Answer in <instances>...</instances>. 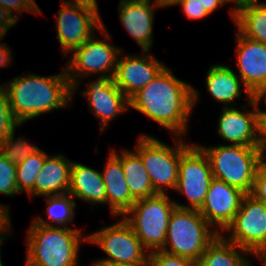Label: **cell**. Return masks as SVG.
Returning <instances> with one entry per match:
<instances>
[{
    "label": "cell",
    "instance_id": "1",
    "mask_svg": "<svg viewBox=\"0 0 266 266\" xmlns=\"http://www.w3.org/2000/svg\"><path fill=\"white\" fill-rule=\"evenodd\" d=\"M191 84L178 79L173 70L164 67L145 87L129 99L130 108L146 115L173 136L185 138L188 119L199 100Z\"/></svg>",
    "mask_w": 266,
    "mask_h": 266
},
{
    "label": "cell",
    "instance_id": "2",
    "mask_svg": "<svg viewBox=\"0 0 266 266\" xmlns=\"http://www.w3.org/2000/svg\"><path fill=\"white\" fill-rule=\"evenodd\" d=\"M23 75V76H22ZM4 82L13 118L18 124L70 106L73 87L66 71L52 76L26 74Z\"/></svg>",
    "mask_w": 266,
    "mask_h": 266
},
{
    "label": "cell",
    "instance_id": "3",
    "mask_svg": "<svg viewBox=\"0 0 266 266\" xmlns=\"http://www.w3.org/2000/svg\"><path fill=\"white\" fill-rule=\"evenodd\" d=\"M26 234L25 266H77L82 229L30 224ZM84 237V239H83Z\"/></svg>",
    "mask_w": 266,
    "mask_h": 266
},
{
    "label": "cell",
    "instance_id": "4",
    "mask_svg": "<svg viewBox=\"0 0 266 266\" xmlns=\"http://www.w3.org/2000/svg\"><path fill=\"white\" fill-rule=\"evenodd\" d=\"M218 235L198 210L176 207L170 216L161 251L199 262Z\"/></svg>",
    "mask_w": 266,
    "mask_h": 266
},
{
    "label": "cell",
    "instance_id": "5",
    "mask_svg": "<svg viewBox=\"0 0 266 266\" xmlns=\"http://www.w3.org/2000/svg\"><path fill=\"white\" fill-rule=\"evenodd\" d=\"M198 146L209 159L214 179L250 194L258 171L261 147L229 145L228 143L211 147Z\"/></svg>",
    "mask_w": 266,
    "mask_h": 266
},
{
    "label": "cell",
    "instance_id": "6",
    "mask_svg": "<svg viewBox=\"0 0 266 266\" xmlns=\"http://www.w3.org/2000/svg\"><path fill=\"white\" fill-rule=\"evenodd\" d=\"M183 137H174V146L158 138L142 134L137 139L135 152L141 157L153 188L158 194H166L169 188H176L179 177L181 155L193 144L184 143Z\"/></svg>",
    "mask_w": 266,
    "mask_h": 266
},
{
    "label": "cell",
    "instance_id": "7",
    "mask_svg": "<svg viewBox=\"0 0 266 266\" xmlns=\"http://www.w3.org/2000/svg\"><path fill=\"white\" fill-rule=\"evenodd\" d=\"M176 208L168 193L138 199L122 218L134 230L149 251L161 250L165 244L170 216Z\"/></svg>",
    "mask_w": 266,
    "mask_h": 266
},
{
    "label": "cell",
    "instance_id": "8",
    "mask_svg": "<svg viewBox=\"0 0 266 266\" xmlns=\"http://www.w3.org/2000/svg\"><path fill=\"white\" fill-rule=\"evenodd\" d=\"M122 50L123 48L115 47L100 38L95 39L94 35L73 50L72 57L65 65L66 75L73 87V96L85 76L100 74L99 76L113 79L117 59Z\"/></svg>",
    "mask_w": 266,
    "mask_h": 266
},
{
    "label": "cell",
    "instance_id": "9",
    "mask_svg": "<svg viewBox=\"0 0 266 266\" xmlns=\"http://www.w3.org/2000/svg\"><path fill=\"white\" fill-rule=\"evenodd\" d=\"M88 241L99 246L107 254V258L96 261L130 265L148 264L149 251L122 217L116 223L89 234Z\"/></svg>",
    "mask_w": 266,
    "mask_h": 266
},
{
    "label": "cell",
    "instance_id": "10",
    "mask_svg": "<svg viewBox=\"0 0 266 266\" xmlns=\"http://www.w3.org/2000/svg\"><path fill=\"white\" fill-rule=\"evenodd\" d=\"M230 232L227 241L243 248L253 257L266 252V205L246 194L232 223L225 229ZM255 255V256H254Z\"/></svg>",
    "mask_w": 266,
    "mask_h": 266
},
{
    "label": "cell",
    "instance_id": "11",
    "mask_svg": "<svg viewBox=\"0 0 266 266\" xmlns=\"http://www.w3.org/2000/svg\"><path fill=\"white\" fill-rule=\"evenodd\" d=\"M56 32L63 55H68L95 35V29L101 35L111 39L101 16L91 9L61 2L56 13ZM107 35V36H106Z\"/></svg>",
    "mask_w": 266,
    "mask_h": 266
},
{
    "label": "cell",
    "instance_id": "12",
    "mask_svg": "<svg viewBox=\"0 0 266 266\" xmlns=\"http://www.w3.org/2000/svg\"><path fill=\"white\" fill-rule=\"evenodd\" d=\"M214 179L207 155L193 143L180 158L179 177L175 190L184 194L189 206L175 201L177 208L199 210L206 198L211 181Z\"/></svg>",
    "mask_w": 266,
    "mask_h": 266
},
{
    "label": "cell",
    "instance_id": "13",
    "mask_svg": "<svg viewBox=\"0 0 266 266\" xmlns=\"http://www.w3.org/2000/svg\"><path fill=\"white\" fill-rule=\"evenodd\" d=\"M258 97L249 101L244 111L232 107H224L218 118L220 137L230 142L229 145L261 147V108ZM249 105L253 108L249 110ZM248 109V110H247Z\"/></svg>",
    "mask_w": 266,
    "mask_h": 266
},
{
    "label": "cell",
    "instance_id": "14",
    "mask_svg": "<svg viewBox=\"0 0 266 266\" xmlns=\"http://www.w3.org/2000/svg\"><path fill=\"white\" fill-rule=\"evenodd\" d=\"M246 193L229 184L213 179L205 201L198 210L206 221L221 235L232 223Z\"/></svg>",
    "mask_w": 266,
    "mask_h": 266
},
{
    "label": "cell",
    "instance_id": "15",
    "mask_svg": "<svg viewBox=\"0 0 266 266\" xmlns=\"http://www.w3.org/2000/svg\"><path fill=\"white\" fill-rule=\"evenodd\" d=\"M143 54L124 55L120 52L121 57L118 56L113 80L128 99L151 82L165 67L149 51H143Z\"/></svg>",
    "mask_w": 266,
    "mask_h": 266
},
{
    "label": "cell",
    "instance_id": "16",
    "mask_svg": "<svg viewBox=\"0 0 266 266\" xmlns=\"http://www.w3.org/2000/svg\"><path fill=\"white\" fill-rule=\"evenodd\" d=\"M83 96L90 111L99 119L100 133L111 120L130 108L129 99L108 76H99L87 84Z\"/></svg>",
    "mask_w": 266,
    "mask_h": 266
},
{
    "label": "cell",
    "instance_id": "17",
    "mask_svg": "<svg viewBox=\"0 0 266 266\" xmlns=\"http://www.w3.org/2000/svg\"><path fill=\"white\" fill-rule=\"evenodd\" d=\"M236 36L237 66L243 87L256 97L266 88V44L243 36Z\"/></svg>",
    "mask_w": 266,
    "mask_h": 266
},
{
    "label": "cell",
    "instance_id": "18",
    "mask_svg": "<svg viewBox=\"0 0 266 266\" xmlns=\"http://www.w3.org/2000/svg\"><path fill=\"white\" fill-rule=\"evenodd\" d=\"M155 7L158 8L157 4L149 1H119L120 21L142 51H150L153 45Z\"/></svg>",
    "mask_w": 266,
    "mask_h": 266
},
{
    "label": "cell",
    "instance_id": "19",
    "mask_svg": "<svg viewBox=\"0 0 266 266\" xmlns=\"http://www.w3.org/2000/svg\"><path fill=\"white\" fill-rule=\"evenodd\" d=\"M101 174L106 187V205L113 216H123L136 200L130 194L121 160L111 150Z\"/></svg>",
    "mask_w": 266,
    "mask_h": 266
},
{
    "label": "cell",
    "instance_id": "20",
    "mask_svg": "<svg viewBox=\"0 0 266 266\" xmlns=\"http://www.w3.org/2000/svg\"><path fill=\"white\" fill-rule=\"evenodd\" d=\"M72 161L62 154L48 155L34 184L35 196H52L68 193Z\"/></svg>",
    "mask_w": 266,
    "mask_h": 266
},
{
    "label": "cell",
    "instance_id": "21",
    "mask_svg": "<svg viewBox=\"0 0 266 266\" xmlns=\"http://www.w3.org/2000/svg\"><path fill=\"white\" fill-rule=\"evenodd\" d=\"M206 74L207 91L216 102L219 104L224 103V107H228V105L232 107V105H235V100L241 96L242 91H245L244 93L247 95V102L255 97L249 89H241V85L243 84L242 80L227 65H212Z\"/></svg>",
    "mask_w": 266,
    "mask_h": 266
},
{
    "label": "cell",
    "instance_id": "22",
    "mask_svg": "<svg viewBox=\"0 0 266 266\" xmlns=\"http://www.w3.org/2000/svg\"><path fill=\"white\" fill-rule=\"evenodd\" d=\"M68 193L91 205L106 204V187L101 172L78 162L71 164Z\"/></svg>",
    "mask_w": 266,
    "mask_h": 266
},
{
    "label": "cell",
    "instance_id": "23",
    "mask_svg": "<svg viewBox=\"0 0 266 266\" xmlns=\"http://www.w3.org/2000/svg\"><path fill=\"white\" fill-rule=\"evenodd\" d=\"M111 151L121 160L126 183L131 196L135 200L157 194L144 168L141 157L135 151L122 149L120 154H118L115 149L111 148Z\"/></svg>",
    "mask_w": 266,
    "mask_h": 266
},
{
    "label": "cell",
    "instance_id": "24",
    "mask_svg": "<svg viewBox=\"0 0 266 266\" xmlns=\"http://www.w3.org/2000/svg\"><path fill=\"white\" fill-rule=\"evenodd\" d=\"M246 255V257L244 255ZM248 251L218 235L203 252L198 266H251Z\"/></svg>",
    "mask_w": 266,
    "mask_h": 266
},
{
    "label": "cell",
    "instance_id": "25",
    "mask_svg": "<svg viewBox=\"0 0 266 266\" xmlns=\"http://www.w3.org/2000/svg\"><path fill=\"white\" fill-rule=\"evenodd\" d=\"M234 24L243 36L266 44V2L249 0L235 14Z\"/></svg>",
    "mask_w": 266,
    "mask_h": 266
},
{
    "label": "cell",
    "instance_id": "26",
    "mask_svg": "<svg viewBox=\"0 0 266 266\" xmlns=\"http://www.w3.org/2000/svg\"><path fill=\"white\" fill-rule=\"evenodd\" d=\"M47 210L45 211L48 220L41 217H37L33 219L36 224L44 225V226H54V227H71V223L74 220L76 201H74L73 197L69 194L62 195H52V196H44ZM54 222V223H50Z\"/></svg>",
    "mask_w": 266,
    "mask_h": 266
},
{
    "label": "cell",
    "instance_id": "27",
    "mask_svg": "<svg viewBox=\"0 0 266 266\" xmlns=\"http://www.w3.org/2000/svg\"><path fill=\"white\" fill-rule=\"evenodd\" d=\"M45 151L32 154L23 162L16 164V187L18 193L26 192L34 197V184L38 173L41 171L45 158Z\"/></svg>",
    "mask_w": 266,
    "mask_h": 266
},
{
    "label": "cell",
    "instance_id": "28",
    "mask_svg": "<svg viewBox=\"0 0 266 266\" xmlns=\"http://www.w3.org/2000/svg\"><path fill=\"white\" fill-rule=\"evenodd\" d=\"M21 126L18 124L5 138L3 142L0 143V153L7 158L10 162L18 164L23 162L32 154L41 153L42 150L37 146L31 144L23 136L15 139V131ZM23 137V138H22Z\"/></svg>",
    "mask_w": 266,
    "mask_h": 266
},
{
    "label": "cell",
    "instance_id": "29",
    "mask_svg": "<svg viewBox=\"0 0 266 266\" xmlns=\"http://www.w3.org/2000/svg\"><path fill=\"white\" fill-rule=\"evenodd\" d=\"M14 196L18 193L16 187V164L10 162L0 153V194Z\"/></svg>",
    "mask_w": 266,
    "mask_h": 266
},
{
    "label": "cell",
    "instance_id": "30",
    "mask_svg": "<svg viewBox=\"0 0 266 266\" xmlns=\"http://www.w3.org/2000/svg\"><path fill=\"white\" fill-rule=\"evenodd\" d=\"M18 125L12 116L5 86L0 84V143Z\"/></svg>",
    "mask_w": 266,
    "mask_h": 266
},
{
    "label": "cell",
    "instance_id": "31",
    "mask_svg": "<svg viewBox=\"0 0 266 266\" xmlns=\"http://www.w3.org/2000/svg\"><path fill=\"white\" fill-rule=\"evenodd\" d=\"M149 266H198V262L165 253L161 250L149 252Z\"/></svg>",
    "mask_w": 266,
    "mask_h": 266
},
{
    "label": "cell",
    "instance_id": "32",
    "mask_svg": "<svg viewBox=\"0 0 266 266\" xmlns=\"http://www.w3.org/2000/svg\"><path fill=\"white\" fill-rule=\"evenodd\" d=\"M0 5L17 19V12L21 15L26 10V12L28 11L37 15L41 11L35 0H0Z\"/></svg>",
    "mask_w": 266,
    "mask_h": 266
},
{
    "label": "cell",
    "instance_id": "33",
    "mask_svg": "<svg viewBox=\"0 0 266 266\" xmlns=\"http://www.w3.org/2000/svg\"><path fill=\"white\" fill-rule=\"evenodd\" d=\"M183 13L190 20H200L210 14L204 9L200 0H182L179 4Z\"/></svg>",
    "mask_w": 266,
    "mask_h": 266
},
{
    "label": "cell",
    "instance_id": "34",
    "mask_svg": "<svg viewBox=\"0 0 266 266\" xmlns=\"http://www.w3.org/2000/svg\"><path fill=\"white\" fill-rule=\"evenodd\" d=\"M250 195L266 205V177L258 170Z\"/></svg>",
    "mask_w": 266,
    "mask_h": 266
},
{
    "label": "cell",
    "instance_id": "35",
    "mask_svg": "<svg viewBox=\"0 0 266 266\" xmlns=\"http://www.w3.org/2000/svg\"><path fill=\"white\" fill-rule=\"evenodd\" d=\"M9 209L7 205L5 206L0 203V243H3L7 239V237H11L7 235L9 232V228L11 230V217L9 216Z\"/></svg>",
    "mask_w": 266,
    "mask_h": 266
},
{
    "label": "cell",
    "instance_id": "36",
    "mask_svg": "<svg viewBox=\"0 0 266 266\" xmlns=\"http://www.w3.org/2000/svg\"><path fill=\"white\" fill-rule=\"evenodd\" d=\"M18 20L19 19L0 5V37L7 35L6 33L15 26Z\"/></svg>",
    "mask_w": 266,
    "mask_h": 266
},
{
    "label": "cell",
    "instance_id": "37",
    "mask_svg": "<svg viewBox=\"0 0 266 266\" xmlns=\"http://www.w3.org/2000/svg\"><path fill=\"white\" fill-rule=\"evenodd\" d=\"M4 37H0V41ZM12 51L10 50V47L5 44L0 42V68H5L8 67L10 63H12Z\"/></svg>",
    "mask_w": 266,
    "mask_h": 266
},
{
    "label": "cell",
    "instance_id": "38",
    "mask_svg": "<svg viewBox=\"0 0 266 266\" xmlns=\"http://www.w3.org/2000/svg\"><path fill=\"white\" fill-rule=\"evenodd\" d=\"M62 3H65V4H70V5H76V6H82V7H85V8H88V9H91L93 11H96L99 15V10H98V3L96 0H71L68 1V0H61Z\"/></svg>",
    "mask_w": 266,
    "mask_h": 266
},
{
    "label": "cell",
    "instance_id": "39",
    "mask_svg": "<svg viewBox=\"0 0 266 266\" xmlns=\"http://www.w3.org/2000/svg\"><path fill=\"white\" fill-rule=\"evenodd\" d=\"M204 9L209 13H213L218 6H224V2L222 0H200Z\"/></svg>",
    "mask_w": 266,
    "mask_h": 266
},
{
    "label": "cell",
    "instance_id": "40",
    "mask_svg": "<svg viewBox=\"0 0 266 266\" xmlns=\"http://www.w3.org/2000/svg\"><path fill=\"white\" fill-rule=\"evenodd\" d=\"M261 149L266 151V109L261 110Z\"/></svg>",
    "mask_w": 266,
    "mask_h": 266
},
{
    "label": "cell",
    "instance_id": "41",
    "mask_svg": "<svg viewBox=\"0 0 266 266\" xmlns=\"http://www.w3.org/2000/svg\"><path fill=\"white\" fill-rule=\"evenodd\" d=\"M224 2V4L226 5L227 3H233V6L230 10V15H231V19L233 21H235V14L249 1V0H222Z\"/></svg>",
    "mask_w": 266,
    "mask_h": 266
},
{
    "label": "cell",
    "instance_id": "42",
    "mask_svg": "<svg viewBox=\"0 0 266 266\" xmlns=\"http://www.w3.org/2000/svg\"><path fill=\"white\" fill-rule=\"evenodd\" d=\"M91 266H149L148 264H138V265H130V264H123V263H112L106 261H95Z\"/></svg>",
    "mask_w": 266,
    "mask_h": 266
},
{
    "label": "cell",
    "instance_id": "43",
    "mask_svg": "<svg viewBox=\"0 0 266 266\" xmlns=\"http://www.w3.org/2000/svg\"><path fill=\"white\" fill-rule=\"evenodd\" d=\"M266 152L262 151L258 161V170L266 177Z\"/></svg>",
    "mask_w": 266,
    "mask_h": 266
},
{
    "label": "cell",
    "instance_id": "44",
    "mask_svg": "<svg viewBox=\"0 0 266 266\" xmlns=\"http://www.w3.org/2000/svg\"><path fill=\"white\" fill-rule=\"evenodd\" d=\"M182 0H161V8L179 5Z\"/></svg>",
    "mask_w": 266,
    "mask_h": 266
},
{
    "label": "cell",
    "instance_id": "45",
    "mask_svg": "<svg viewBox=\"0 0 266 266\" xmlns=\"http://www.w3.org/2000/svg\"><path fill=\"white\" fill-rule=\"evenodd\" d=\"M256 258H259L263 262L262 265L266 266V252L256 255Z\"/></svg>",
    "mask_w": 266,
    "mask_h": 266
},
{
    "label": "cell",
    "instance_id": "46",
    "mask_svg": "<svg viewBox=\"0 0 266 266\" xmlns=\"http://www.w3.org/2000/svg\"><path fill=\"white\" fill-rule=\"evenodd\" d=\"M259 101H264L266 104V88L263 90V92L258 96ZM264 99V100H262Z\"/></svg>",
    "mask_w": 266,
    "mask_h": 266
},
{
    "label": "cell",
    "instance_id": "47",
    "mask_svg": "<svg viewBox=\"0 0 266 266\" xmlns=\"http://www.w3.org/2000/svg\"><path fill=\"white\" fill-rule=\"evenodd\" d=\"M138 1H149V2H151L152 0H138ZM153 1H154V3L157 4V6H158L159 8H161V0H153Z\"/></svg>",
    "mask_w": 266,
    "mask_h": 266
},
{
    "label": "cell",
    "instance_id": "48",
    "mask_svg": "<svg viewBox=\"0 0 266 266\" xmlns=\"http://www.w3.org/2000/svg\"><path fill=\"white\" fill-rule=\"evenodd\" d=\"M1 245H2V243H0V250H1ZM0 266H4V265L2 264L1 251H0Z\"/></svg>",
    "mask_w": 266,
    "mask_h": 266
}]
</instances>
